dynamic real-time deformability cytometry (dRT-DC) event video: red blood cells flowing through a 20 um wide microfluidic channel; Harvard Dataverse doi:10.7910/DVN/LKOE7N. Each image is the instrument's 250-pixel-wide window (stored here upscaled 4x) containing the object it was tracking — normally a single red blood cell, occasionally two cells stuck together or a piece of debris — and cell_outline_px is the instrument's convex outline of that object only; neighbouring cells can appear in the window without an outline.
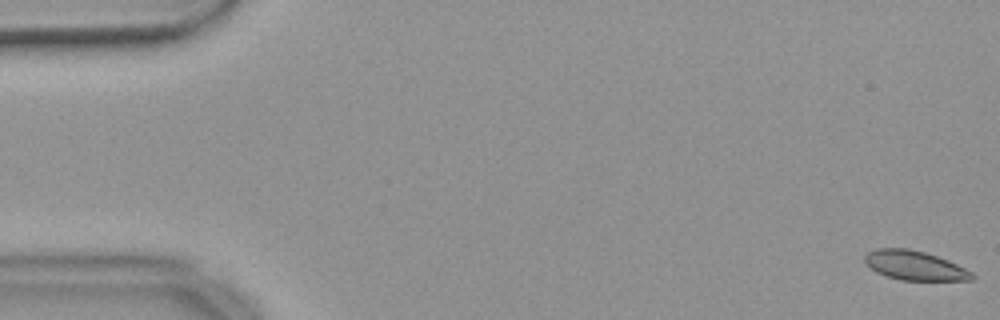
{"species": "common noctule bat (a hibernating species)", "species_latin": "Nyctalus noctula", "temperature_condition": "warm", "stored_images_in_passage": 25, "camera_frame_rate_fps": 3000, "um_per_image_px": 0.085, "animal": {"sex": "female", "body_mass_g": 18.4}, "frame": {"image": 1, "passage_image": 1, "time_ms": 0.0, "image_size_px": [1000, 320], "cell_outline_px": [[976, 276], [972, 280], [900, 280], [876, 272], [864, 264], [864, 256], [868, 252], [876, 248], [908, 248], [924, 252], [948, 260], [972, 272]], "centroid_in_image_um": [77.71, 22.56], "position_along_channel_um": 7.3, "area_um2": 18.32}}
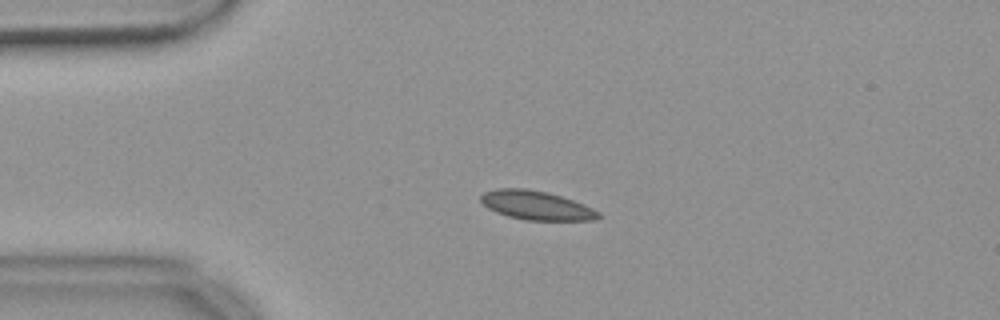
{"frame": {"image": 2, "passage_image": 13, "time_ms": 4.0, "image_size_px": [1000, 320], "cell_outline_px": [[604, 216], [596, 220], [524, 220], [508, 216], [496, 212], [488, 208], [480, 200], [480, 196], [484, 192], [496, 188], [528, 188], [548, 192], [584, 204], [600, 212]], "centroid_in_image_um": [45.6, 17.45], "position_along_channel_um": 39.4, "area_um2": 20.0}}